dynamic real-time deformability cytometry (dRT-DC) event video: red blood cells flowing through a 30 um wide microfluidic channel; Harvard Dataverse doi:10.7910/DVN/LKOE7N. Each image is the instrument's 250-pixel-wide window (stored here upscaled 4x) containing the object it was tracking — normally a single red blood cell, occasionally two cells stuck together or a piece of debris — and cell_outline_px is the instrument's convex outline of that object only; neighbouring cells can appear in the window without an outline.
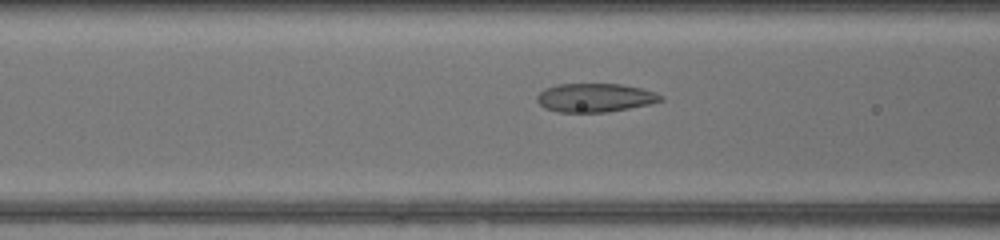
{"species": "common noctule bat (a hibernating species)", "species_latin": "Nyctalus noctula", "temperature_condition": "warm", "stored_images_in_passage": 30, "camera_frame_rate_fps": 3000, "um_per_image_px": 0.085, "animal": {"sex": "female", "body_mass_g": 17.0, "forearm_length_mm": 48.0}, "frame": {"image": 1, "passage_image": 8, "time_ms": 2.333, "image_size_px": [1000, 240], "cell_outline_px": [[664, 100], [648, 104], [608, 112], [560, 112], [544, 108], [536, 100], [536, 96], [544, 88], [556, 84], [620, 84], [640, 88], [656, 92], [664, 96]], "centroid_in_image_um": [50.56, 8.3], "position_along_channel_um": 116.0, "area_um2": 20.69}}
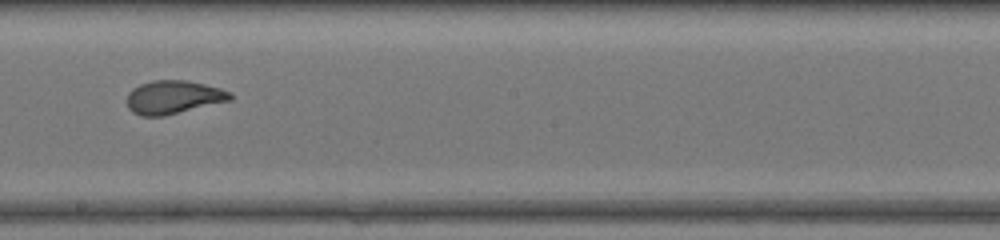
{"frame": {"image": 2, "passage_image": 16, "time_ms": 5.0, "image_size_px": [1000, 240], "cell_outline_px": [[232, 100], [164, 116], [140, 116], [132, 112], [128, 108], [128, 92], [132, 88], [140, 84], [152, 80], [188, 80], [220, 88], [232, 92]], "centroid_in_image_um": [14.74, 8.26], "position_along_channel_um": 233.5, "area_um2": 20.23}}
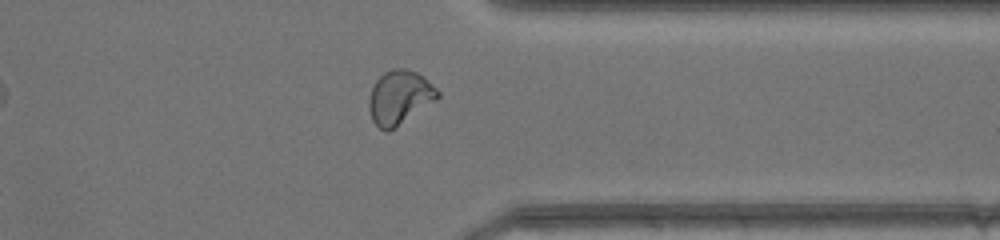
{"frame": {"image": 3, "passage_image": 26, "time_ms": 8.333, "image_size_px": [1000, 240], "cell_outline_px": [[440, 96], [436, 100], [388, 132], [384, 132], [372, 120], [368, 108], [368, 100], [372, 88], [376, 80], [384, 72], [392, 68], [408, 68], [424, 76], [440, 92]], "centroid_in_image_um": [33.96, 8.26], "position_along_channel_um": 377.4, "area_um2": 21.62}, "authors_computed_cell_mechanics": {"area_um2": 20.5768, "velocity_mm_per_s": 4.4057, "shape_relaxation_time_tau1_ms": 9.1352, "shape_relaxation_time_tau2_ms": null, "deformation_change_tau1": 0.316, "deformation_change_tau2": null}}